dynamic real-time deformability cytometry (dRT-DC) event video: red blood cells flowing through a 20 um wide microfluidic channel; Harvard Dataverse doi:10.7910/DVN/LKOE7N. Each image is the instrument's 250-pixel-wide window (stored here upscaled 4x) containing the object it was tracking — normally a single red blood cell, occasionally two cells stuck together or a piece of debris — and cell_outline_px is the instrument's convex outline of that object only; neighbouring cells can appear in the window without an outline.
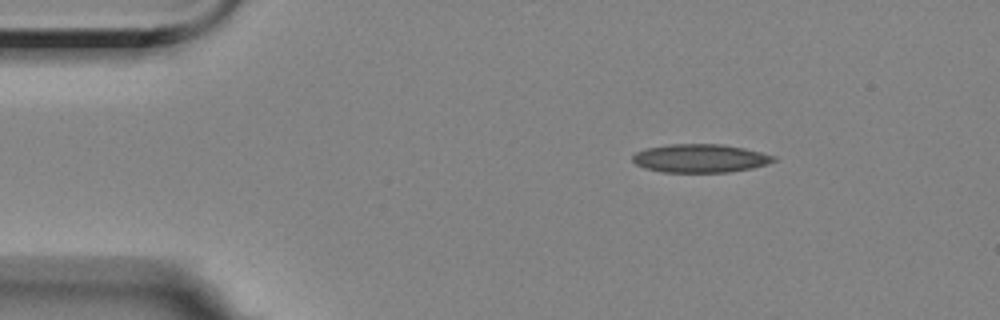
{"species": "Egyptian fruit bat (a non-hibernating species)", "species_latin": "Rousettus aegyptiacus", "temperature_condition": "room temperature", "stored_images_in_passage": 5, "camera_frame_rate_fps": 3000, "um_per_image_px": 0.085, "animal": {"sex": "female"}, "frame": {"image": 1, "passage_image": 1, "time_ms": 0.0, "image_size_px": [1000, 320], "cell_outline_px": [[776, 160], [768, 164], [752, 168], [728, 172], [664, 172], [644, 168], [636, 164], [632, 160], [632, 156], [636, 152], [644, 148], [668, 144], [720, 144], [744, 148], [776, 156]], "centroid_in_image_um": [59.5, 13.45], "position_along_channel_um": 25.5, "area_um2": 23.41}}